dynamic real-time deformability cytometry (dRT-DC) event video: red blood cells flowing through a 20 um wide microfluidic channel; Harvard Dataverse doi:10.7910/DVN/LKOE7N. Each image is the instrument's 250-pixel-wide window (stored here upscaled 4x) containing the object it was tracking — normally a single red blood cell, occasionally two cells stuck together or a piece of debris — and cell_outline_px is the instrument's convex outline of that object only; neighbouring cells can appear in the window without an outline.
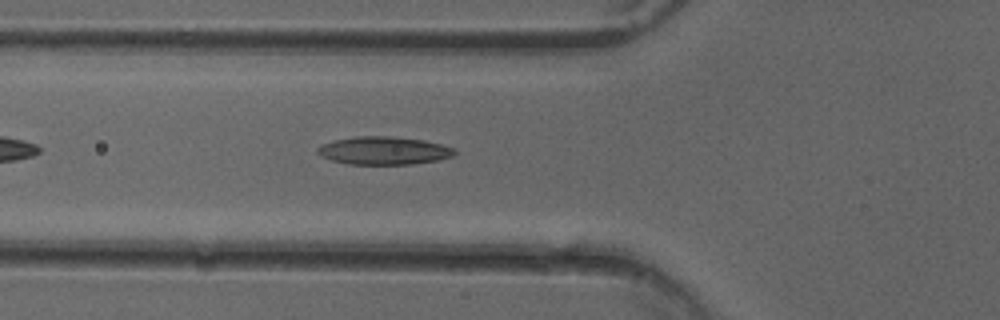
{"species": "common noctule bat (a hibernating species)", "species_latin": "Nyctalus noctula", "temperature_condition": "cold", "stored_images_in_passage": 38, "camera_frame_rate_fps": 3000, "um_per_image_px": 0.085, "animal": {"sex": "female"}, "frame": {"image": 1, "passage_image": 6, "time_ms": 1.667, "image_size_px": [1000, 320], "cell_outline_px": [[456, 152], [452, 156], [436, 160], [412, 164], [348, 164], [332, 160], [320, 156], [316, 152], [316, 148], [320, 144], [336, 140], [356, 136], [388, 136], [424, 140], [456, 148]], "centroid_in_image_um": [32.59, 12.8], "position_along_channel_um": 93.2, "area_um2": 22.31}}
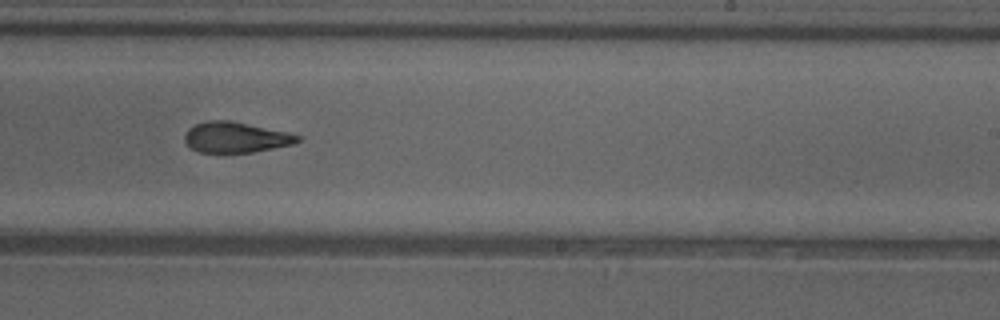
{"frame": {"image": 2, "passage_image": 19, "time_ms": 6.0, "image_size_px": [1000, 320], "cell_outline_px": [[300, 140], [292, 144], [252, 152], [200, 152], [192, 148], [184, 140], [184, 136], [188, 128], [196, 124], [208, 120], [228, 120], [288, 132], [300, 136]], "centroid_in_image_um": [20.01, 11.66], "position_along_channel_um": 269.0, "area_um2": 19.83}}
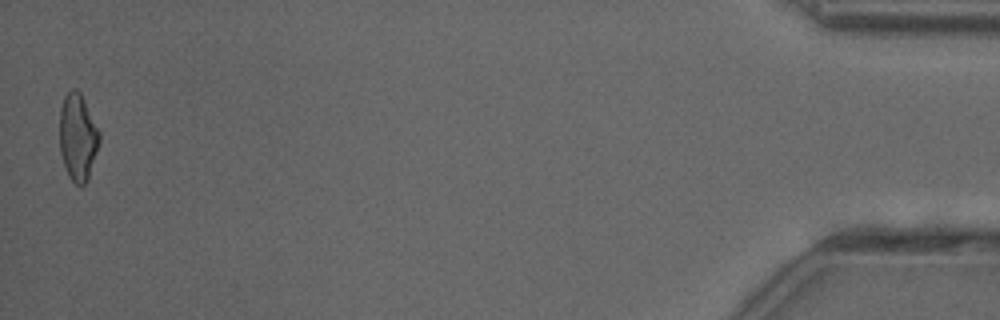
{"frame": {"image": 3, "passage_image": 38, "time_ms": 12.333, "image_size_px": [1000, 320], "cell_outline_px": [[100, 140], [88, 180], [84, 184], [76, 184], [68, 176], [60, 152], [60, 108], [64, 96], [72, 88], [76, 88], [80, 92], [100, 132]], "centroid_in_image_um": [6.61, 11.64], "position_along_channel_um": 428.6, "area_um2": 20.06}, "authors_computed_cell_mechanics": {"area_um2": 20.8658, "velocity_mm_per_s": 4.0416, "shape_relaxation_time_tau1_ms": 6.8031, "shape_relaxation_time_tau2_ms": 3.4843, "deformation_change_tau1": 0.2202, "deformation_change_tau2": 0.1404}}